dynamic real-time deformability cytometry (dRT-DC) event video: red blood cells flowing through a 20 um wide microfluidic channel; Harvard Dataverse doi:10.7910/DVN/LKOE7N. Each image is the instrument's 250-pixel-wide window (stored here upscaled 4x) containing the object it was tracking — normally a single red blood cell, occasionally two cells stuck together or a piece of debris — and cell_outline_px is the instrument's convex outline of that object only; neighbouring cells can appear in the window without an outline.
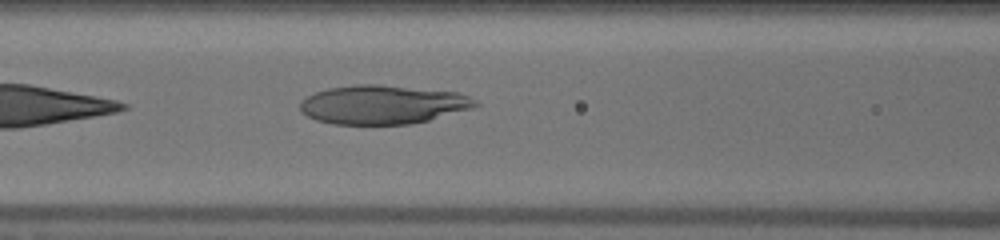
{"species": "human", "species_latin": "Homo sapiens", "temperature_condition": "warm", "stored_images_in_passage": 33, "camera_frame_rate_fps": 3000, "um_per_image_px": 0.085, "donor": {"sex": "male"}, "frame": {"image": 1, "passage_image": 6, "time_ms": 1.667, "image_size_px": [1000, 240], "cell_outline_px": [[480, 104], [472, 108], [428, 120], [408, 124], [332, 124], [316, 120], [300, 112], [300, 100], [316, 92], [328, 88], [356, 84], [380, 84], [456, 92], [468, 96], [476, 100]], "centroid_in_image_um": [32.5, 8.89], "position_along_channel_um": 134.1, "area_um2": 39.65}}
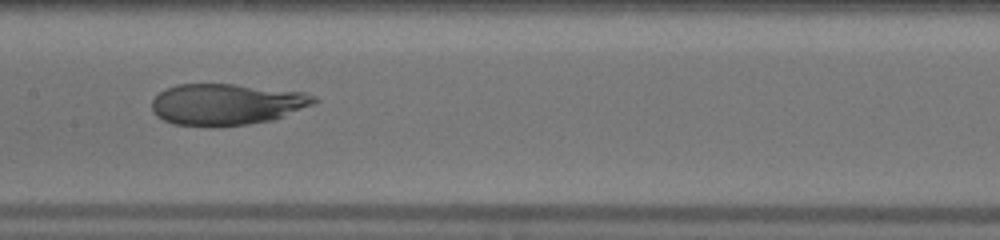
{"frame": {"image": 2, "passage_image": 10, "time_ms": 3.0, "image_size_px": [1000, 240], "cell_outline_px": [[320, 100], [316, 104], [272, 120], [248, 124], [172, 124], [156, 116], [152, 112], [152, 100], [160, 92], [176, 84], [236, 84], [304, 92], [316, 96]], "centroid_in_image_um": [19.31, 8.83], "position_along_channel_um": 188.1, "area_um2": 38.61}, "authors_computed_cell_mechanics": {"area_um2": 39.7086, "velocity_mm_per_s": 4.0613, "shape_relaxation_time_tau1_ms": null, "shape_relaxation_time_tau2_ms": 3.3502, "deformation_change_tau1": null, "deformation_change_tau2": 0.094}}